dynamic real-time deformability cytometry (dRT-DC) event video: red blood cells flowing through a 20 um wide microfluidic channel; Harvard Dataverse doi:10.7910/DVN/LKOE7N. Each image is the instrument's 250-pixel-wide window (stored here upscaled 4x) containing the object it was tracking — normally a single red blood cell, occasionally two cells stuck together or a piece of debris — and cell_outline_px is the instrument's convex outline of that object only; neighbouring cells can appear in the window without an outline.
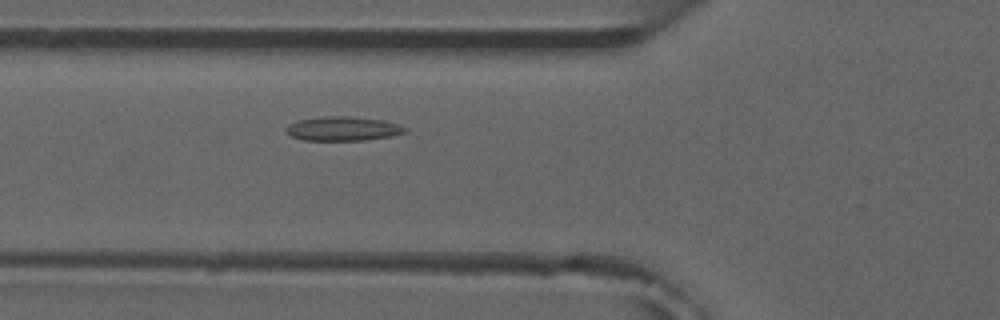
{"species": "common noctule bat (a hibernating species)", "species_latin": "Nyctalus noctula", "temperature_condition": "room temperature", "stored_images_in_passage": 4, "camera_frame_rate_fps": 3000, "um_per_image_px": 0.085, "animal": {"sex": "male", "forearm_length_mm": 52.5}, "frame": {"image": 1, "passage_image": 4, "time_ms": 4.0, "image_size_px": [1000, 320], "cell_outline_px": [[408, 132], [392, 136], [364, 140], [304, 140], [292, 136], [284, 132], [284, 128], [288, 124], [296, 120], [324, 116], [348, 116], [384, 120], [408, 128]], "centroid_in_image_um": [29.12, 10.93], "position_along_channel_um": 96.7, "area_um2": 16.94}}